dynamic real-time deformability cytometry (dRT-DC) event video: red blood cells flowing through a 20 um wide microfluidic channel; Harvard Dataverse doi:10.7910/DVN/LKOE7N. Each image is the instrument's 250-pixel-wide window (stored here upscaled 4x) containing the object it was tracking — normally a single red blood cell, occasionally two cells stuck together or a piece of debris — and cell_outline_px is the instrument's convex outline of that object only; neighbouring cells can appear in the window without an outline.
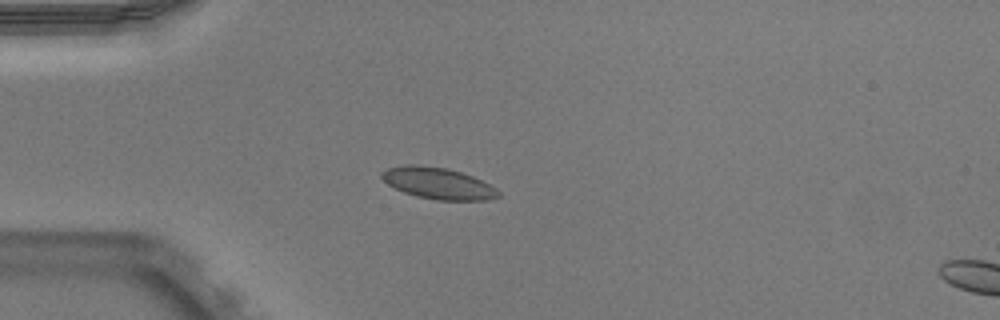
{"species": "Egyptian fruit bat (a non-hibernating species)", "species_latin": "Rousettus aegyptiacus", "temperature_condition": "warm", "stored_images_in_passage": 39, "camera_frame_rate_fps": 3000, "um_per_image_px": 0.085, "animal": {"sex": "male"}, "frame": {"image": 1, "passage_image": 1, "time_ms": 0.0, "image_size_px": [1000, 320], "cell_outline_px": [[500, 196], [488, 200], [436, 200], [416, 196], [404, 192], [388, 184], [380, 176], [380, 172], [388, 168], [408, 164], [416, 164], [448, 168], [472, 176], [496, 188], [500, 192]], "centroid_in_image_um": [37.23, 15.58], "position_along_channel_um": 47.8, "area_um2": 21.33}}
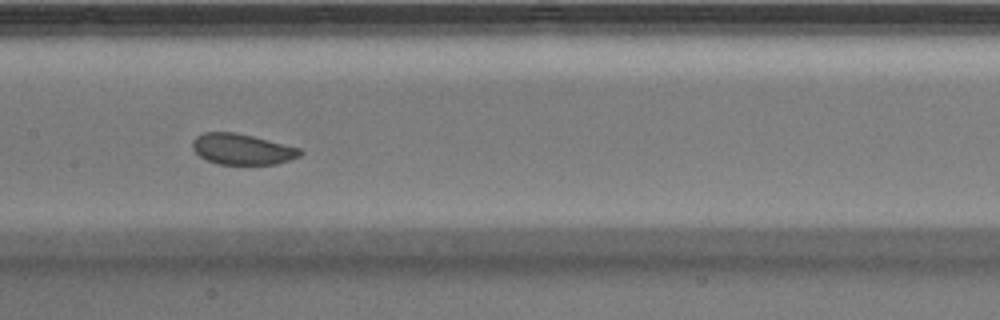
{"frame": {"image": 2, "passage_image": 13, "time_ms": 4.0, "image_size_px": [1000, 320], "cell_outline_px": [[304, 152], [300, 156], [276, 164], [216, 164], [200, 156], [192, 148], [192, 140], [196, 136], [204, 132], [236, 132], [300, 148]], "centroid_in_image_um": [20.57, 12.68], "position_along_channel_um": 186.8, "area_um2": 19.25}}
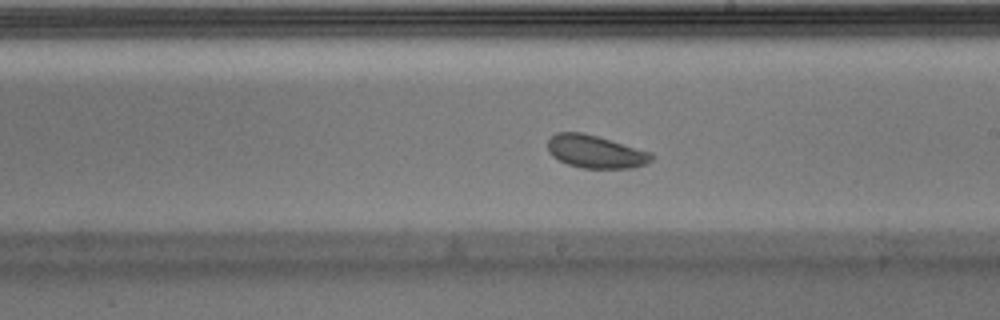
{"frame": {"image": 3, "passage_image": 17, "time_ms": 5.333, "image_size_px": [1000, 320], "cell_outline_px": [[656, 156], [648, 164], [632, 168], [584, 168], [568, 164], [552, 156], [548, 152], [548, 140], [556, 132], [580, 132], [596, 136], [652, 152]], "centroid_in_image_um": [50.65, 12.9], "position_along_channel_um": 238.3, "area_um2": 19.88}, "authors_computed_cell_mechanics": {"area_um2": 20.6924, "velocity_mm_per_s": 3.88, "shape_relaxation_time_tau1_ms": 1.5249, "shape_relaxation_time_tau2_ms": null, "deformation_change_tau1": 0.0519, "deformation_change_tau2": null}}